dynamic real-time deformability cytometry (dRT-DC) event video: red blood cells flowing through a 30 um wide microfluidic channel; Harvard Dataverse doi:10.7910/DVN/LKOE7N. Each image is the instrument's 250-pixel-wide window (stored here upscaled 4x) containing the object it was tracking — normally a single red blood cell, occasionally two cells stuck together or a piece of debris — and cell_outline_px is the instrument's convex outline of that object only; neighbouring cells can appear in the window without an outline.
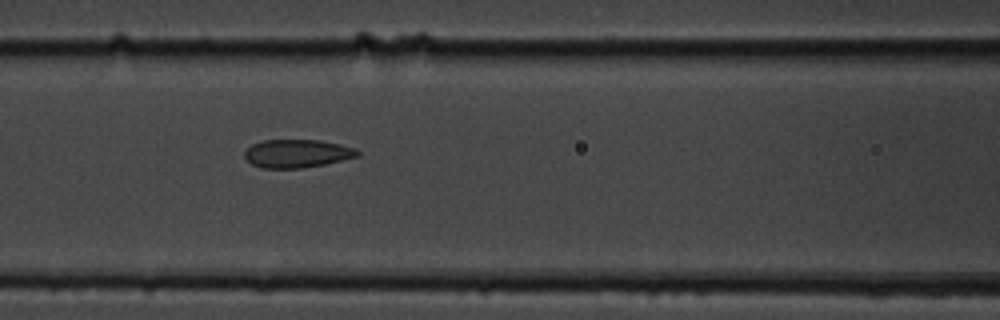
{"species": "common noctule bat (a hibernating species)", "species_latin": "Nyctalus noctula", "temperature_condition": "cold", "stored_images_in_passage": 4, "camera_frame_rate_fps": 3000, "um_per_image_px": 0.085, "animal": {"sex": "male", "body_mass_g": 19.5, "forearm_length_mm": 54.6}, "frame": {"image": 1, "passage_image": 3, "time_ms": 2.333, "image_size_px": [1000, 320], "cell_outline_px": [[360, 156], [324, 164], [300, 168], [260, 168], [252, 164], [244, 156], [244, 152], [252, 144], [264, 140], [320, 140], [340, 144], [356, 148], [360, 152]], "centroid_in_image_um": [25.27, 13.04], "position_along_channel_um": 141.3, "area_um2": 18.55}}
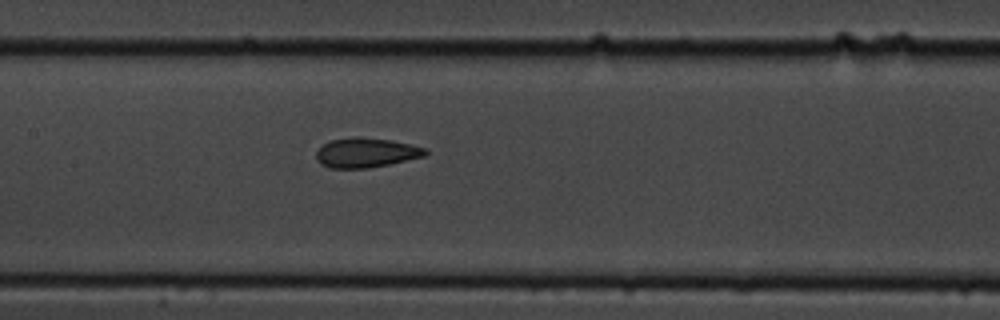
{"frame": {"image": 2, "passage_image": 4, "time_ms": 3.333, "image_size_px": [1000, 320], "cell_outline_px": [[428, 152], [424, 156], [388, 164], [368, 168], [332, 168], [320, 164], [316, 156], [316, 152], [328, 140], [352, 136], [356, 136], [392, 140], [424, 148]], "centroid_in_image_um": [31.07, 12.96], "position_along_channel_um": 176.3, "area_um2": 18.73}}